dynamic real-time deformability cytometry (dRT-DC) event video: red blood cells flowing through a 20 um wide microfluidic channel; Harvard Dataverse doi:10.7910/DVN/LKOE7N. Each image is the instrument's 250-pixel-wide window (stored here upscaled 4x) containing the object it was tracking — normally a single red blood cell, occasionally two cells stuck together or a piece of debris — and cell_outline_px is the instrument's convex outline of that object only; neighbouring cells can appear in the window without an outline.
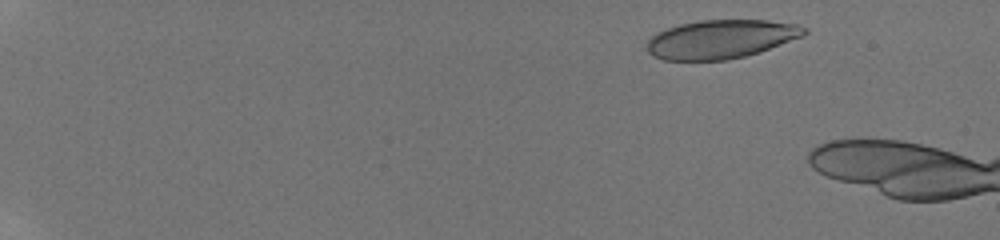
{"species": "human", "species_latin": "Homo sapiens", "temperature_condition": "room temperature", "stored_images_in_passage": 10, "camera_frame_rate_fps": 3000, "um_per_image_px": 0.085, "donor": {"sex": "male"}, "frame": {"image": 1, "passage_image": 4, "time_ms": 1.333, "image_size_px": [1000, 240], "cell_outline_px": [[808, 32], [804, 36], [744, 56], [724, 60], [664, 60], [652, 56], [648, 52], [648, 40], [656, 32], [680, 24], [700, 20], [768, 20], [796, 24], [808, 28]], "centroid_in_image_um": [61.27, 3.32], "position_along_channel_um": 23.7, "area_um2": 35.26}}